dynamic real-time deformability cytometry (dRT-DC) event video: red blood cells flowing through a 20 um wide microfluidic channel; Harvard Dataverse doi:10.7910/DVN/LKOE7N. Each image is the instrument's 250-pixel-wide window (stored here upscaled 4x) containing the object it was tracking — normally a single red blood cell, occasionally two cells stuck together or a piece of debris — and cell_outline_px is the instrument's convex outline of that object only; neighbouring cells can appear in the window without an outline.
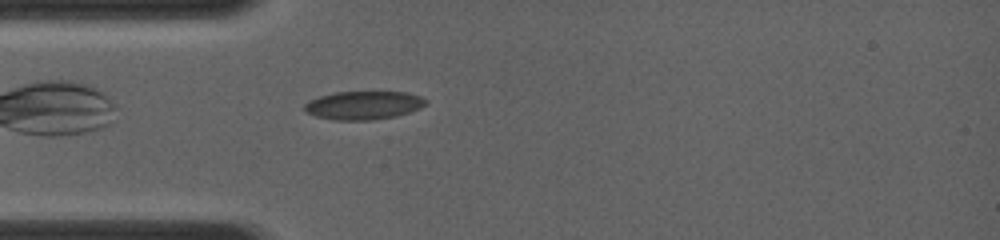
{"species": "common noctule bat (a hibernating species)", "species_latin": "Nyctalus noctula", "temperature_condition": "room temperature", "stored_images_in_passage": 1, "camera_frame_rate_fps": 4000, "um_per_image_px": 0.085, "animal": {"sex": "female", "body_mass_g": 19.0, "forearm_length_mm": 56.7}, "frame": {"image": 1, "passage_image": 1, "time_ms": 0.0, "image_size_px": [1000, 240], "cell_outline_px": [[428, 104], [420, 108], [396, 116], [372, 120], [332, 120], [316, 116], [308, 112], [304, 108], [304, 104], [308, 100], [332, 92], [408, 92], [420, 96], [428, 100]], "centroid_in_image_um": [30.92, 8.94], "position_along_channel_um": 54.1, "area_um2": 20.17}}